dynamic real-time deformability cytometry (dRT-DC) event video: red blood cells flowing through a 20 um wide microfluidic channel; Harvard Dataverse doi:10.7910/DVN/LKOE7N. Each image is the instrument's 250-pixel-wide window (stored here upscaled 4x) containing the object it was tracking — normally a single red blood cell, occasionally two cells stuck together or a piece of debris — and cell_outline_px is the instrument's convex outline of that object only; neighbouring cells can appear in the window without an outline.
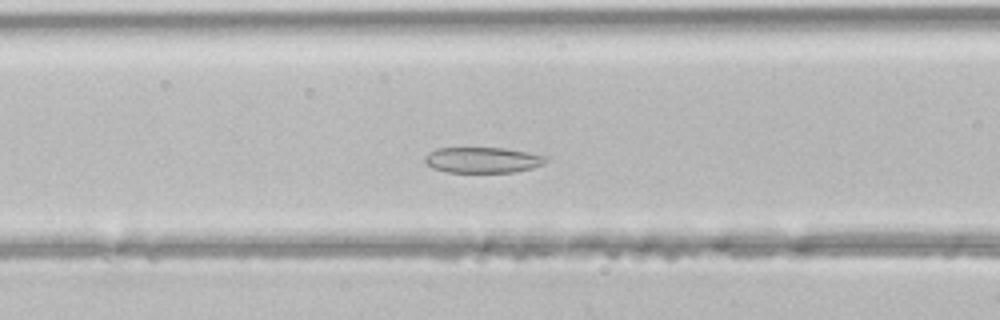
{"species": "common noctule bat (a hibernating species)", "species_latin": "Nyctalus noctula", "temperature_condition": "room temperature", "stored_images_in_passage": 40, "segment_of_instrument_passage": [1, 2], "camera_frame_rate_fps": 3000, "um_per_image_px": 0.085, "animal": {"sex": "male", "body_mass_g": 21.5, "forearm_length_mm": 52.0}, "frame": {"image": 1, "passage_image": 11, "time_ms": 3.333, "image_size_px": [1000, 320], "cell_outline_px": [[548, 160], [544, 164], [532, 168], [512, 172], [448, 172], [432, 168], [424, 160], [424, 156], [428, 152], [436, 148], [504, 148], [528, 152], [548, 156]], "centroid_in_image_um": [41.04, 13.59], "position_along_channel_um": 125.6, "area_um2": 18.21}}
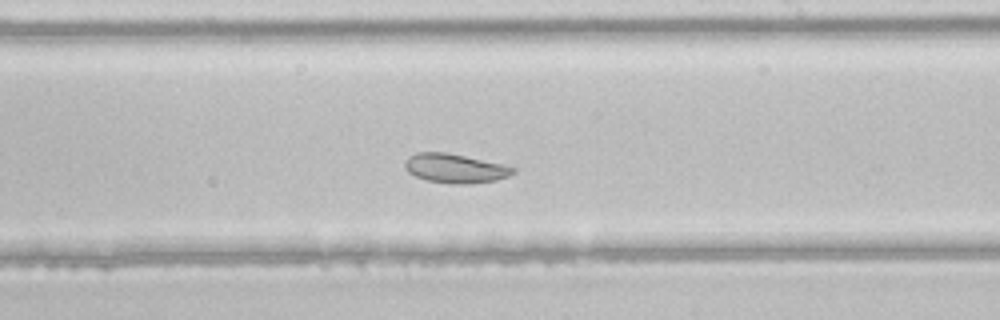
{"frame": {"image": 2, "passage_image": 20, "time_ms": 6.333, "image_size_px": [1000, 320], "cell_outline_px": [[516, 172], [508, 176], [496, 180], [468, 184], [452, 184], [424, 180], [408, 172], [404, 168], [404, 160], [408, 156], [416, 152], [448, 152], [504, 164], [516, 168]], "centroid_in_image_um": [38.66, 14.3], "position_along_channel_um": 250.3, "area_um2": 18.73}}
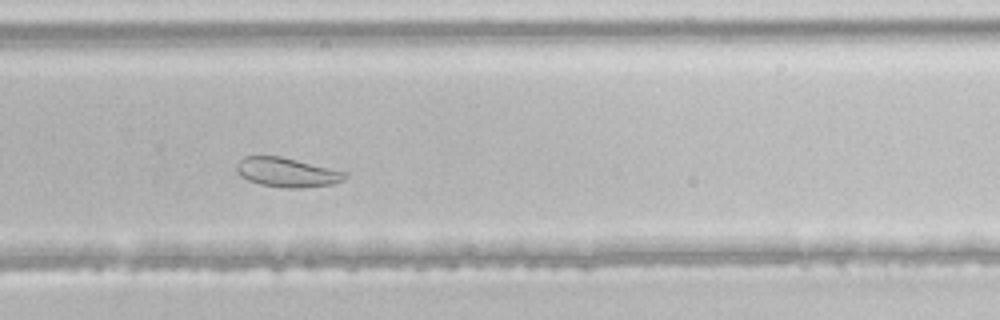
{"frame": {"image": 3, "passage_image": 24, "time_ms": 7.667, "image_size_px": [1000, 320], "cell_outline_px": [[348, 176], [344, 180], [332, 184], [300, 188], [284, 188], [260, 184], [248, 180], [240, 176], [236, 172], [236, 164], [244, 156], [280, 156], [348, 172]], "centroid_in_image_um": [24.39, 14.65], "position_along_channel_um": 305.4, "area_um2": 18.61}}